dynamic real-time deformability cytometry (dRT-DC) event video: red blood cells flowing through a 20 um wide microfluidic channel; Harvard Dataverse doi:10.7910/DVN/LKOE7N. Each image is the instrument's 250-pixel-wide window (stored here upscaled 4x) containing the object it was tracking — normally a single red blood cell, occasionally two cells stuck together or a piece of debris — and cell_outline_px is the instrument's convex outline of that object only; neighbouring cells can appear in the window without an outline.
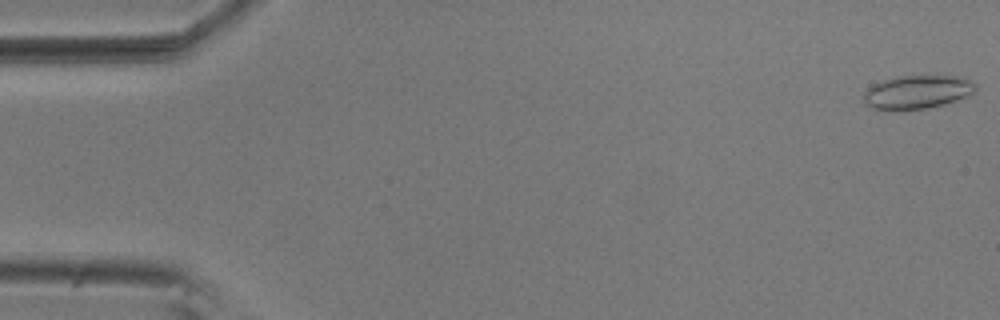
{"species": "common noctule bat (a hibernating species)", "species_latin": "Nyctalus noctula", "temperature_condition": "room temperature", "stored_images_in_passage": 15, "camera_frame_rate_fps": 3000, "um_per_image_px": 0.085, "animal": {"sex": "male", "body_mass_g": 20.5, "forearm_length_mm": 52.5}, "frame": {"image": 1, "passage_image": 1, "time_ms": 0.0, "image_size_px": [1000, 320], "cell_outline_px": [[976, 92], [968, 96], [944, 104], [928, 108], [892, 112], [872, 108], [864, 100], [864, 92], [872, 84], [896, 76], [964, 76], [972, 80], [976, 84]], "centroid_in_image_um": [77.99, 7.84], "position_along_channel_um": 7.0, "area_um2": 22.37}}